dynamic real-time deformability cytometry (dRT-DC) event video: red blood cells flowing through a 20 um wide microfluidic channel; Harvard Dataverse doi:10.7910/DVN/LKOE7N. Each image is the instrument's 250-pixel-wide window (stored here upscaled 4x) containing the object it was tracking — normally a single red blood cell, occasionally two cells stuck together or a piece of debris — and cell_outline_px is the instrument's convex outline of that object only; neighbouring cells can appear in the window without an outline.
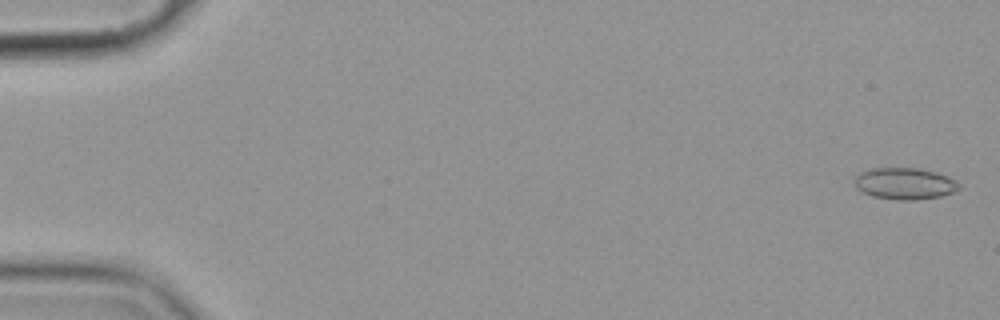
{"species": "common noctule bat (a hibernating species)", "species_latin": "Nyctalus noctula", "temperature_condition": "cold", "stored_images_in_passage": 6, "camera_frame_rate_fps": 3000, "um_per_image_px": 0.085, "animal": {"sex": "female", "body_mass_g": 19.9}, "frame": {"image": 1, "passage_image": 1, "time_ms": 0.0, "image_size_px": [1000, 320], "cell_outline_px": [[960, 188], [952, 192], [940, 196], [916, 200], [896, 200], [872, 196], [856, 188], [856, 176], [860, 172], [872, 168], [916, 168], [936, 172], [948, 176], [956, 180], [960, 184]], "centroid_in_image_um": [76.92, 15.6], "position_along_channel_um": 8.1, "area_um2": 19.19}}
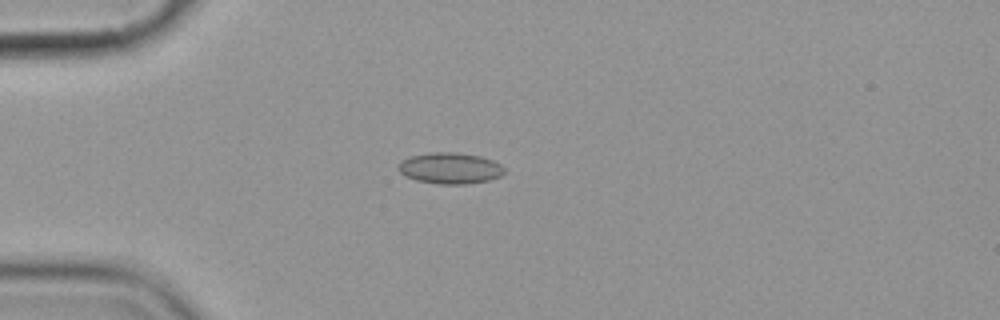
{"frame": {"image": 2, "passage_image": 5, "time_ms": 4.667, "image_size_px": [1000, 320], "cell_outline_px": [[504, 172], [500, 176], [488, 180], [468, 184], [440, 184], [416, 180], [404, 176], [400, 172], [400, 160], [412, 156], [432, 152], [456, 152], [480, 156], [492, 160], [500, 164], [504, 168]], "centroid_in_image_um": [38.26, 14.3], "position_along_channel_um": 46.7, "area_um2": 19.13}}